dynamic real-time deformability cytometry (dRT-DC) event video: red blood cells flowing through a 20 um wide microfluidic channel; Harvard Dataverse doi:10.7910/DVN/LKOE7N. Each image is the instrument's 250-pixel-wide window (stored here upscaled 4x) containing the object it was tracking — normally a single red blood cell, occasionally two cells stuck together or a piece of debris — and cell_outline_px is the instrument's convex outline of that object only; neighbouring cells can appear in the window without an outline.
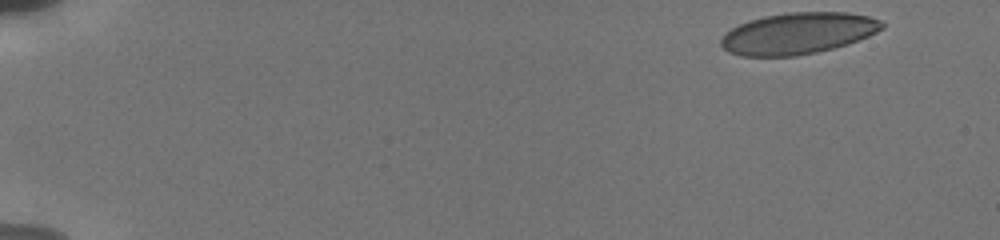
{"species": "human", "species_latin": "Homo sapiens", "temperature_condition": "cold", "stored_images_in_passage": 40, "camera_frame_rate_fps": 3000, "um_per_image_px": 0.085, "donor": {"sex": "male"}, "frame": {"image": 1, "passage_image": 1, "time_ms": 0.0, "image_size_px": [1000, 240], "cell_outline_px": [[884, 28], [868, 36], [848, 44], [816, 52], [796, 56], [740, 56], [728, 52], [720, 44], [720, 40], [724, 32], [748, 20], [764, 16], [788, 12], [848, 12], [868, 16], [880, 20], [884, 24]], "centroid_in_image_um": [67.81, 2.83], "position_along_channel_um": 17.2, "area_um2": 39.02}}
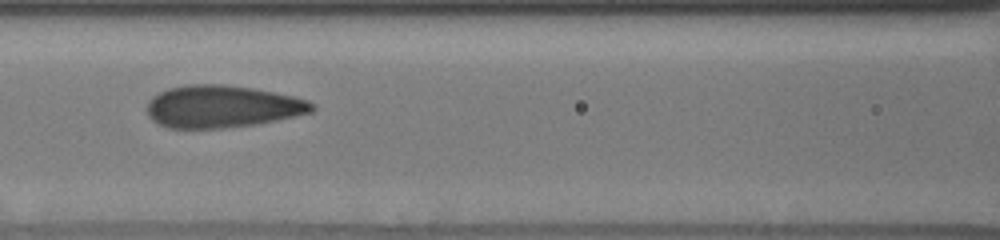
{"frame": {"image": 2, "passage_image": 19, "time_ms": 7.333, "image_size_px": [1000, 240], "cell_outline_px": [[316, 108], [312, 112], [276, 120], [256, 124], [224, 128], [168, 128], [152, 120], [148, 116], [148, 100], [152, 96], [168, 88], [188, 84], [224, 84], [252, 88], [292, 96], [308, 100], [316, 104]], "centroid_in_image_um": [18.88, 9.05], "position_along_channel_um": 147.7, "area_um2": 40.69}}
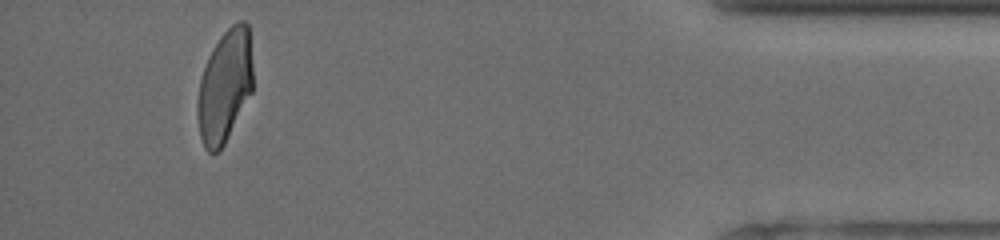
{"frame": {"image": 3, "passage_image": 39, "time_ms": 15.667, "image_size_px": [1000, 240], "cell_outline_px": [[252, 92], [224, 144], [216, 152], [208, 152], [204, 148], [200, 136], [196, 112], [196, 104], [200, 80], [208, 56], [220, 36], [236, 20], [244, 20], [248, 24], [252, 64]], "centroid_in_image_um": [19.09, 7.31], "position_along_channel_um": 416.1, "area_um2": 36.36}, "authors_computed_cell_mechanics": {"area_um2": 39.9398, "velocity_mm_per_s": 3.8293, "shape_relaxation_time_tau1_ms": null, "shape_relaxation_time_tau2_ms": 0.7174, "deformation_change_tau1": null, "deformation_change_tau2": 0.0763}}